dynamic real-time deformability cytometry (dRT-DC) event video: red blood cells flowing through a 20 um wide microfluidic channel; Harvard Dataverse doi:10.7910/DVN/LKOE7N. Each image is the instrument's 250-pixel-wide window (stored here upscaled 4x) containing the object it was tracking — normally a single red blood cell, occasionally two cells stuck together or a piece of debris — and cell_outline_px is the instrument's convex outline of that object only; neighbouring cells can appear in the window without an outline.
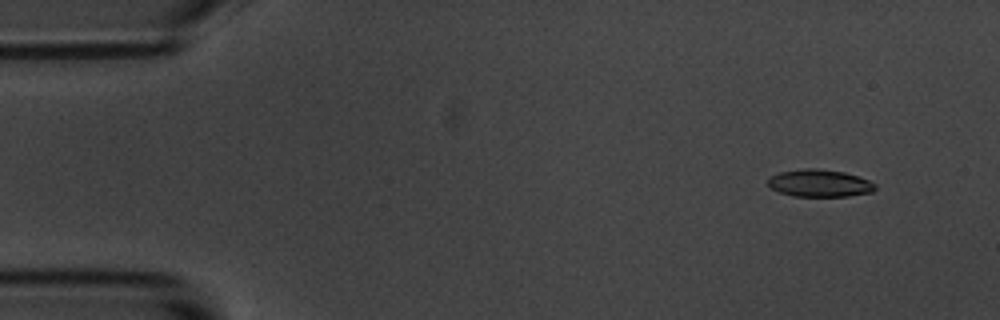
{"species": "common noctule bat (a hibernating species)", "species_latin": "Nyctalus noctula", "temperature_condition": "room temperature", "stored_images_in_passage": 15, "camera_frame_rate_fps": 3000, "um_per_image_px": 0.085, "animal": {"sex": "male", "body_mass_g": 20.1, "forearm_length_mm": 53.5}, "frame": {"image": 1, "passage_image": 2, "time_ms": 1.333, "image_size_px": [1000, 320], "cell_outline_px": [[876, 188], [872, 192], [848, 196], [792, 196], [780, 192], [772, 188], [768, 184], [768, 180], [772, 176], [780, 172], [804, 168], [816, 168], [844, 172], [868, 180], [876, 184]], "centroid_in_image_um": [69.68, 15.57], "position_along_channel_um": 15.3, "area_um2": 16.94}}
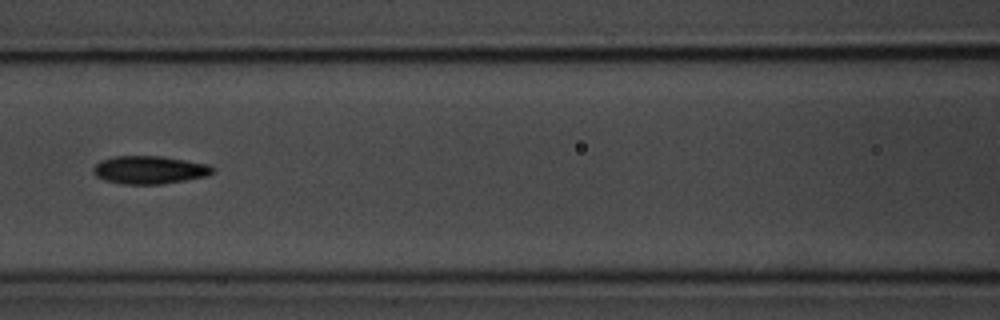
{"frame": {"image": 2, "passage_image": 7, "time_ms": 8.0, "image_size_px": [1000, 320], "cell_outline_px": [[216, 168], [208, 176], [160, 184], [124, 184], [104, 180], [96, 176], [92, 172], [92, 168], [100, 160], [116, 156], [160, 156], [208, 164]], "centroid_in_image_um": [12.69, 14.44], "position_along_channel_um": 153.9, "area_um2": 19.42}}
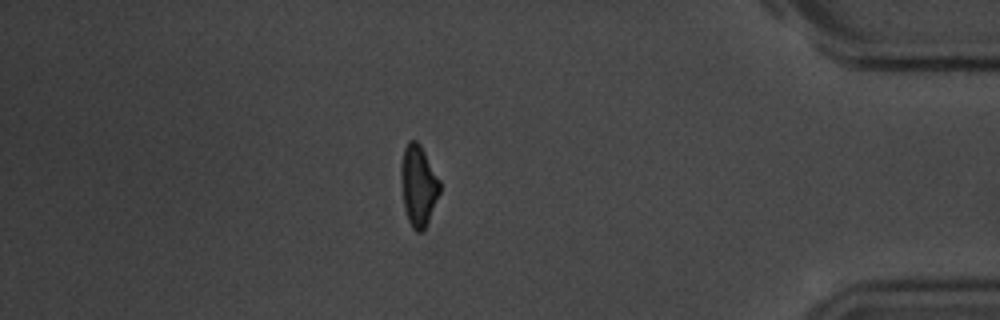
{"frame": {"image": 3, "passage_image": 14, "time_ms": 16.0, "image_size_px": [1000, 320], "cell_outline_px": [[440, 192], [428, 220], [424, 228], [420, 232], [416, 232], [412, 228], [408, 220], [404, 208], [400, 176], [400, 164], [404, 148], [408, 140], [416, 140], [420, 144], [440, 180]], "centroid_in_image_um": [35.54, 15.74], "position_along_channel_um": 399.7, "area_um2": 18.26}, "authors_computed_cell_mechanics": {"area_um2": 18.2648, "velocity_mm_per_s": 3.5537, "shape_relaxation_time_tau1_ms": 2.6772, "shape_relaxation_time_tau2_ms": 2.5234, "deformation_change_tau1": 0.1151, "deformation_change_tau2": 0.092}}